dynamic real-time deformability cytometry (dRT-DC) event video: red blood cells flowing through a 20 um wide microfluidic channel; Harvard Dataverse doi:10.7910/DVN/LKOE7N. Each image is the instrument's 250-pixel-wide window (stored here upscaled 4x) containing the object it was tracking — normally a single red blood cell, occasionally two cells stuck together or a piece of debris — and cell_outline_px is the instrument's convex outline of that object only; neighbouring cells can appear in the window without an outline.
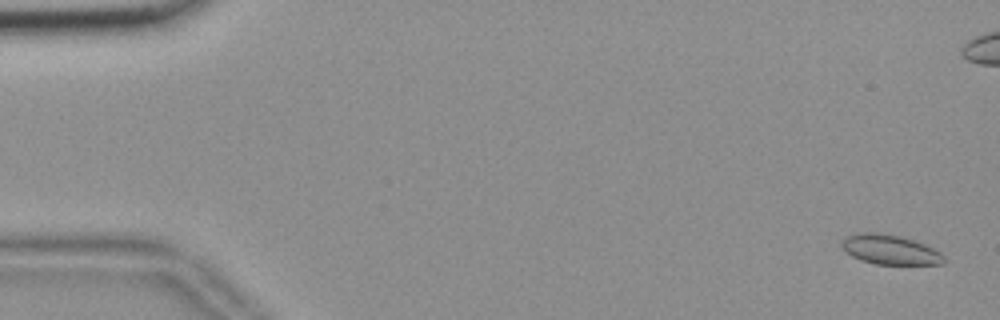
{"species": "common noctule bat (a hibernating species)", "species_latin": "Nyctalus noctula", "temperature_condition": "room temperature", "stored_images_in_passage": 57, "camera_frame_rate_fps": 3000, "um_per_image_px": 0.085, "animal": {"sex": "female", "body_mass_g": 18.4}, "frame": {"image": 1, "passage_image": 2, "time_ms": 0.333, "image_size_px": [1000, 320], "cell_outline_px": [[948, 260], [944, 264], [876, 264], [860, 260], [844, 252], [840, 244], [848, 236], [860, 232], [880, 232], [900, 236], [924, 244], [940, 252]], "centroid_in_image_um": [75.65, 21.22], "position_along_channel_um": 9.3, "area_um2": 17.74}}
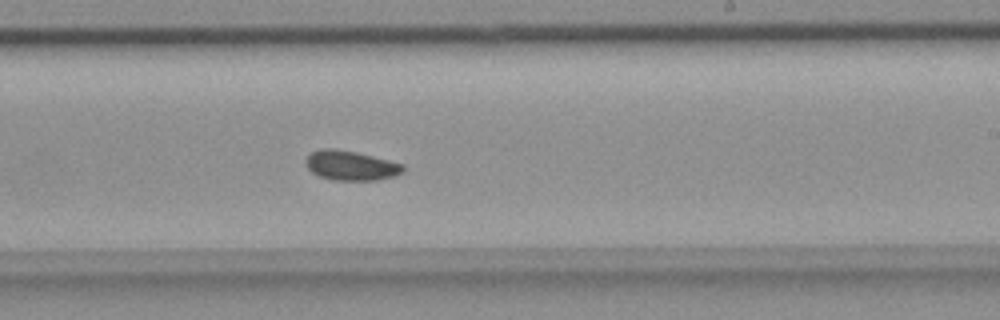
{"frame": {"image": 2, "passage_image": 34, "time_ms": 11.0, "image_size_px": [1000, 320], "cell_outline_px": [[404, 172], [396, 176], [376, 180], [332, 180], [320, 176], [312, 172], [304, 164], [304, 160], [312, 152], [324, 148], [332, 148], [356, 152], [404, 164]], "centroid_in_image_um": [29.83, 14.07], "position_along_channel_um": 259.2, "area_um2": 16.82}}
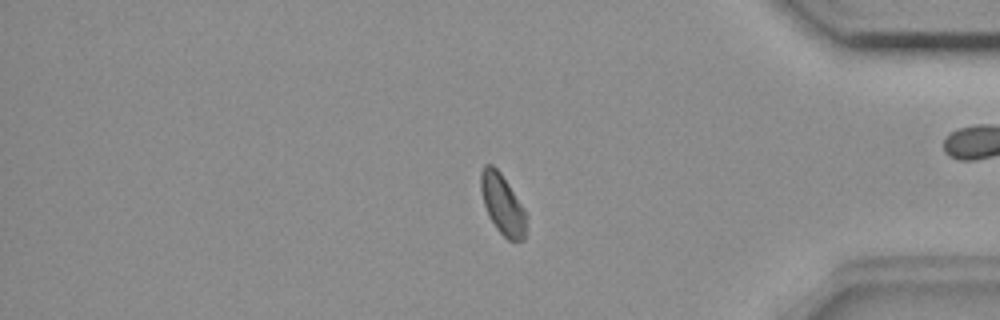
{"frame": {"image": 3, "passage_image": 47, "time_ms": 15.333, "image_size_px": [1000, 320], "cell_outline_px": [[528, 216], [524, 240], [508, 240], [496, 228], [488, 216], [484, 204], [480, 188], [480, 172], [484, 164], [492, 164], [500, 172], [524, 208]], "centroid_in_image_um": [42.71, 17.37], "position_along_channel_um": 392.5, "area_um2": 16.07}, "authors_computed_cell_mechanics": {"area_um2": 16.762, "velocity_mm_per_s": 3.65, "shape_relaxation_time_tau1_ms": null, "shape_relaxation_time_tau2_ms": 4.4162, "deformation_change_tau1": null, "deformation_change_tau2": 0.0566}}